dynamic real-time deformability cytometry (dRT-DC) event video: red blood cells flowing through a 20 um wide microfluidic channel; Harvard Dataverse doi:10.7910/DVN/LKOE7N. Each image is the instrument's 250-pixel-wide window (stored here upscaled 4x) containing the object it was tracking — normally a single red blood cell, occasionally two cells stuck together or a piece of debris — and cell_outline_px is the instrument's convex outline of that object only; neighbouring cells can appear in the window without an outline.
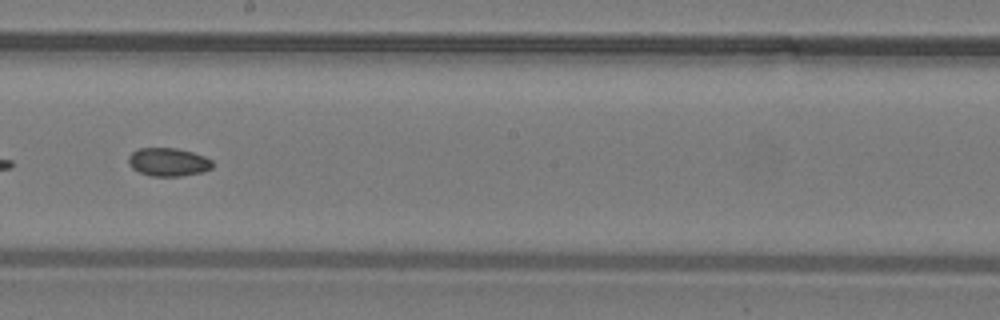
{"species": "common noctule bat (a hibernating species)", "species_latin": "Nyctalus noctula", "temperature_condition": "warm", "stored_images_in_passage": 39, "camera_frame_rate_fps": 3000, "um_per_image_px": 0.085, "animal": {"sex": "male", "body_mass_g": 19.2, "forearm_length_mm": 51.8}, "frame": {"image": 1, "passage_image": 23, "time_ms": 7.333, "image_size_px": [1000, 320], "cell_outline_px": [[212, 168], [204, 172], [180, 176], [152, 176], [140, 172], [132, 168], [128, 164], [128, 156], [132, 152], [140, 148], [176, 148], [192, 152], [204, 156], [212, 160]], "centroid_in_image_um": [14.3, 13.77], "position_along_channel_um": 233.9, "area_um2": 13.87}}